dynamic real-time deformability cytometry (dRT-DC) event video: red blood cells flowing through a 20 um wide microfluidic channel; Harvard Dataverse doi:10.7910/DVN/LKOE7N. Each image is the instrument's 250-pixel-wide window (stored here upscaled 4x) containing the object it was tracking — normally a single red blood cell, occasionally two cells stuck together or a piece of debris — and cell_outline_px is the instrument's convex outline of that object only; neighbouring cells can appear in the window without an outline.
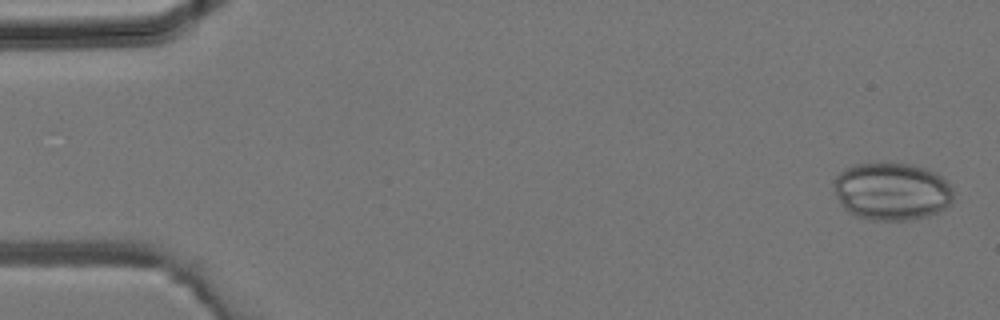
{"species": "common noctule bat (a hibernating species)", "species_latin": "Nyctalus noctula", "temperature_condition": "room temperature", "stored_images_in_passage": 4, "camera_frame_rate_fps": 3000, "um_per_image_px": 0.085, "animal": {"sex": "male", "body_mass_g": 19.2, "forearm_length_mm": 51.8}, "frame": {"image": 1, "passage_image": 1, "time_ms": 0.0, "image_size_px": [1000, 320], "cell_outline_px": [[952, 204], [928, 216], [912, 220], [872, 220], [856, 216], [848, 212], [840, 204], [832, 184], [836, 176], [840, 172], [856, 164], [880, 160], [888, 160], [912, 164], [936, 172], [952, 188]], "centroid_in_image_um": [75.77, 16.23], "position_along_channel_um": 9.2, "area_um2": 40.98}}